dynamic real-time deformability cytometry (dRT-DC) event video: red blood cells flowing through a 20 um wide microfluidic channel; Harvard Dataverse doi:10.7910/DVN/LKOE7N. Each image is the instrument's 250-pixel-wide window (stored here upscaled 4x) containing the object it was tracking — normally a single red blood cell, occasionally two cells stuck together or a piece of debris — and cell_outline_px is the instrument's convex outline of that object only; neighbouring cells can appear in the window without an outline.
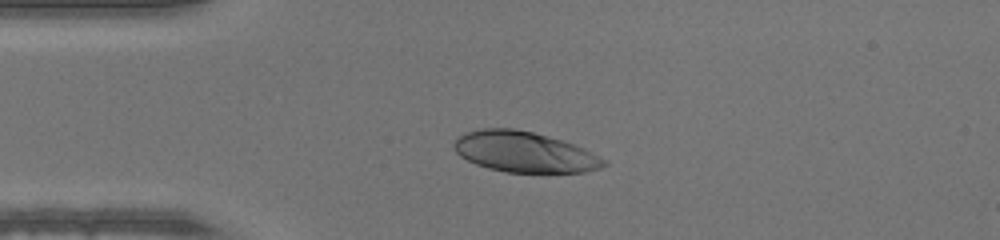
{"species": "human", "species_latin": "Homo sapiens", "temperature_condition": "warm", "stored_images_in_passage": 38, "camera_frame_rate_fps": 3000, "um_per_image_px": 0.085, "donor": {"sex": "male"}, "frame": {"image": 1, "passage_image": 1, "time_ms": 0.0, "image_size_px": [1000, 240], "cell_outline_px": [[608, 164], [600, 168], [584, 172], [504, 172], [488, 168], [476, 164], [460, 156], [452, 148], [452, 144], [456, 136], [464, 132], [480, 128], [512, 128], [532, 132], [548, 136], [584, 148], [608, 160]], "centroid_in_image_um": [44.53, 12.91], "position_along_channel_um": 40.5, "area_um2": 35.66}}
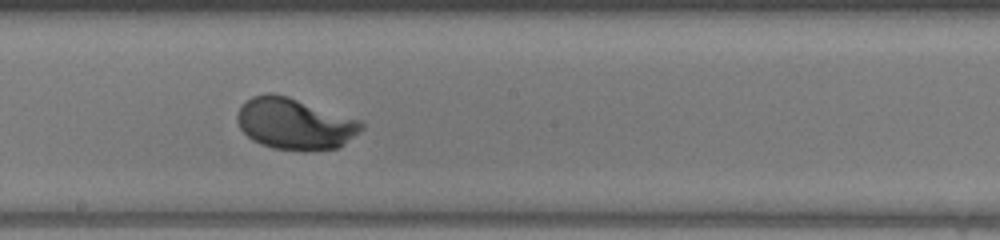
{"frame": {"image": 2, "passage_image": 16, "time_ms": 5.0, "image_size_px": [1000, 240], "cell_outline_px": [[364, 128], [360, 132], [340, 148], [304, 152], [272, 148], [260, 144], [252, 140], [240, 128], [236, 120], [236, 116], [240, 108], [252, 96], [268, 92], [272, 92], [288, 96], [360, 120], [364, 124]], "centroid_in_image_um": [25.07, 10.54], "position_along_channel_um": 223.1, "area_um2": 37.57}}
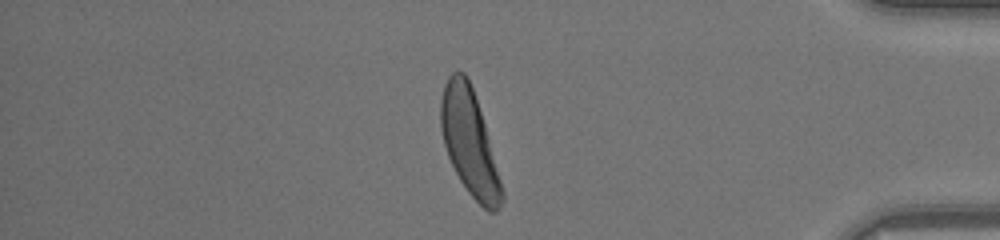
{"frame": {"image": 3, "passage_image": 31, "time_ms": 10.0, "image_size_px": [1000, 240], "cell_outline_px": [[504, 200], [500, 208], [496, 212], [488, 212], [468, 192], [460, 180], [448, 156], [444, 144], [440, 128], [440, 100], [444, 84], [448, 76], [452, 72], [464, 72], [472, 88], [484, 124], [504, 192]], "centroid_in_image_um": [39.89, 12.13], "position_along_channel_um": 395.3, "area_um2": 36.99}}